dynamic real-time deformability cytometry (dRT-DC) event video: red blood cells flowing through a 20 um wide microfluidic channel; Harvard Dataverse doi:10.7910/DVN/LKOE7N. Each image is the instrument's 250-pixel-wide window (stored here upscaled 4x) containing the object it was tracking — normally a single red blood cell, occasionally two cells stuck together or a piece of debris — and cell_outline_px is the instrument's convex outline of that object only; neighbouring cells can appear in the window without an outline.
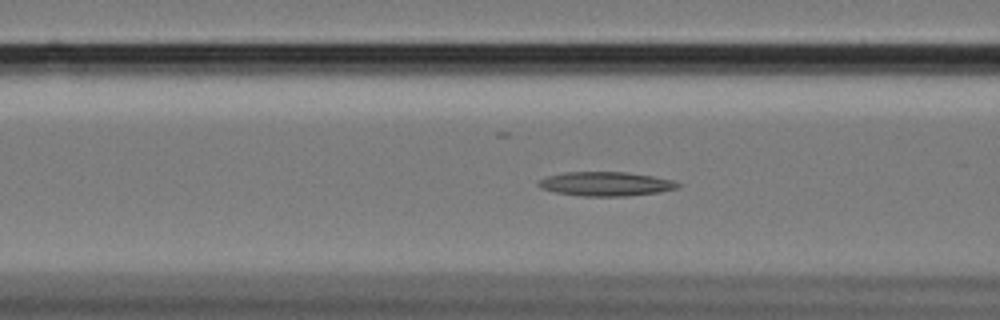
{"species": "Egyptian fruit bat (a non-hibernating species)", "species_latin": "Rousettus aegyptiacus", "temperature_condition": "cold", "stored_images_in_passage": 59, "camera_frame_rate_fps": 3000, "um_per_image_px": 0.085, "animal": {"sex": "female"}, "frame": {"image": 1, "passage_image": 23, "time_ms": 7.333, "image_size_px": [1000, 320], "cell_outline_px": [[684, 184], [680, 188], [660, 192], [628, 196], [580, 196], [556, 192], [540, 188], [536, 184], [536, 180], [548, 176], [564, 172], [628, 172], [652, 176], [672, 180]], "centroid_in_image_um": [51.51, 15.63], "position_along_channel_um": 115.1, "area_um2": 19.88}}
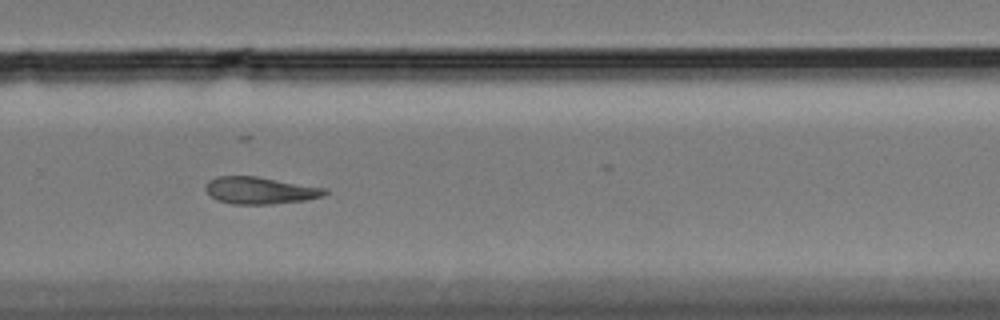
{"frame": {"image": 2, "passage_image": 40, "time_ms": 13.0, "image_size_px": [1000, 320], "cell_outline_px": [[328, 192], [324, 196], [304, 200], [272, 204], [232, 204], [216, 200], [204, 188], [208, 180], [216, 176], [256, 176], [328, 188]], "centroid_in_image_um": [22.11, 16.18], "position_along_channel_um": 307.7, "area_um2": 18.9}}
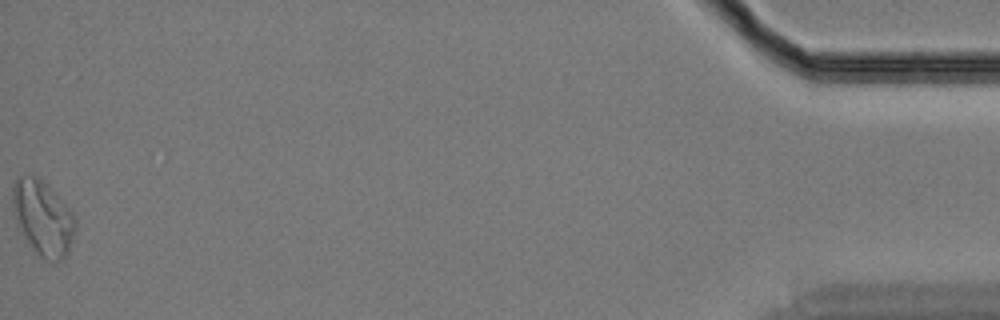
{"frame": {"image": 3, "passage_image": 59, "time_ms": 19.333, "image_size_px": [1000, 320], "cell_outline_px": [[76, 228], [68, 252], [60, 260], [44, 260], [36, 252], [20, 232], [12, 208], [12, 188], [16, 180], [20, 176], [40, 176], [76, 216]], "centroid_in_image_um": [3.65, 18.5], "position_along_channel_um": 431.6, "area_um2": 27.34}}